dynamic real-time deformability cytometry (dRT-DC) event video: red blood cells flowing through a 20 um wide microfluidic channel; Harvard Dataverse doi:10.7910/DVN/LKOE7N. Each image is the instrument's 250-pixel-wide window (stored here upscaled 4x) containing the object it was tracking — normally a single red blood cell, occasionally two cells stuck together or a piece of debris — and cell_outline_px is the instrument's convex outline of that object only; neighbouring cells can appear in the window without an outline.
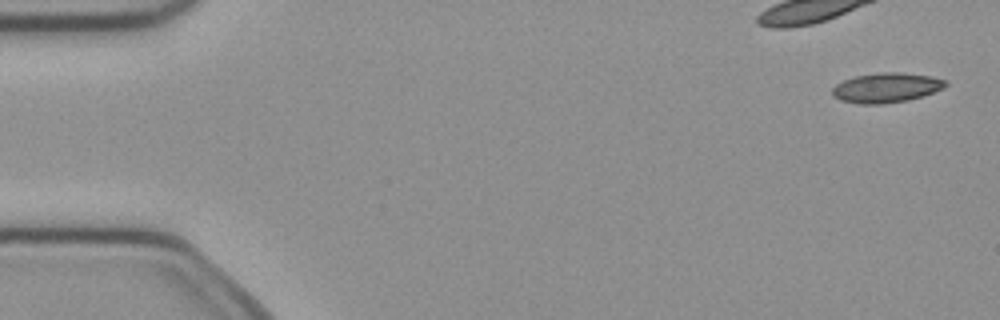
{"species": "common noctule bat (a hibernating species)", "species_latin": "Nyctalus noctula", "temperature_condition": "cold", "stored_images_in_passage": 4, "camera_frame_rate_fps": 3000, "um_per_image_px": 0.085, "animal": {"sex": "female", "body_mass_g": 21.9}, "frame": {"image": 1, "passage_image": 1, "time_ms": 0.0, "image_size_px": [1000, 320], "cell_outline_px": [[948, 84], [944, 88], [908, 100], [884, 104], [860, 104], [840, 100], [832, 96], [832, 88], [836, 84], [844, 80], [856, 76], [884, 72], [900, 72], [932, 76], [948, 80]], "centroid_in_image_um": [75.34, 7.45], "position_along_channel_um": 9.7, "area_um2": 19.65}}
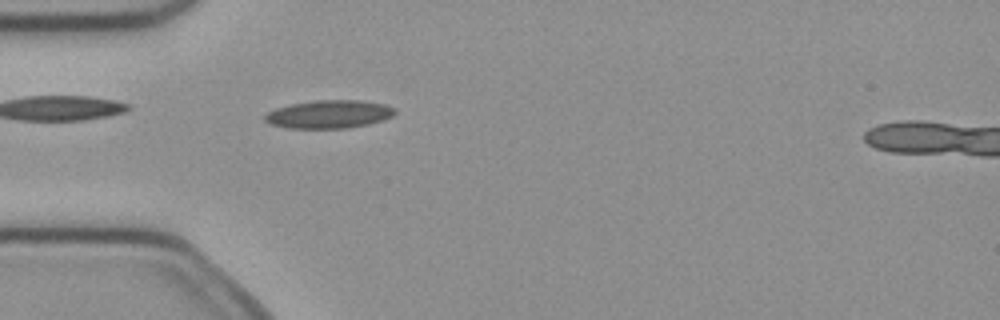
{"frame": {"image": 2, "passage_image": 4, "time_ms": 1.0, "image_size_px": [1000, 320], "cell_outline_px": [[396, 112], [392, 116], [384, 120], [368, 124], [344, 128], [288, 128], [272, 124], [264, 120], [264, 116], [268, 112], [276, 108], [292, 104], [316, 100], [360, 100], [384, 104], [396, 108]], "centroid_in_image_um": [28.0, 9.7], "position_along_channel_um": 57.0, "area_um2": 21.21}}